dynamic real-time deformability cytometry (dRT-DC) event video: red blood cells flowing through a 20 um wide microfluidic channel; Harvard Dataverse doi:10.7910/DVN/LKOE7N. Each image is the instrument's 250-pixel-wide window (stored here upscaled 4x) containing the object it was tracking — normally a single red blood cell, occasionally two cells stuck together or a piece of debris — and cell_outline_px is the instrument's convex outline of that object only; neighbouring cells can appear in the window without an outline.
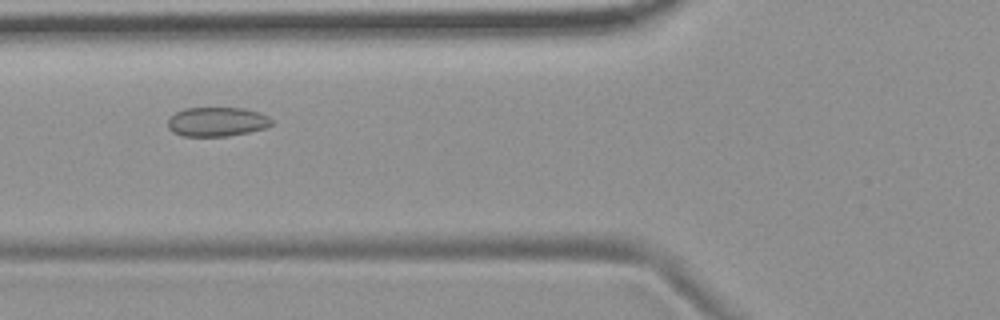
{"species": "common noctule bat (a hibernating species)", "species_latin": "Nyctalus noctula", "temperature_condition": "room temperature", "stored_images_in_passage": 41, "camera_frame_rate_fps": 3000, "um_per_image_px": 0.085, "animal": {"sex": "female", "body_mass_g": 19.9}, "frame": {"image": 1, "passage_image": 8, "time_ms": 2.333, "image_size_px": [1000, 320], "cell_outline_px": [[272, 124], [264, 128], [248, 132], [228, 136], [184, 136], [172, 132], [168, 128], [168, 120], [176, 112], [184, 108], [244, 108], [268, 116], [272, 120]], "centroid_in_image_um": [18.42, 10.35], "position_along_channel_um": 107.4, "area_um2": 17.57}}
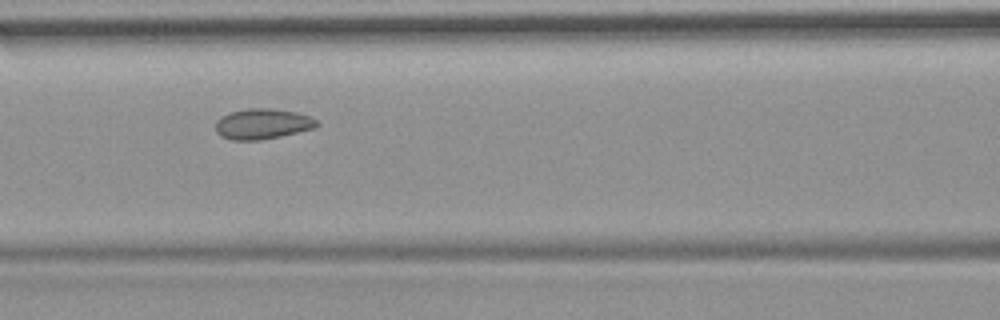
{"frame": {"image": 2, "passage_image": 11, "time_ms": 3.333, "image_size_px": [1000, 320], "cell_outline_px": [[320, 124], [316, 128], [280, 136], [260, 140], [232, 140], [220, 136], [216, 132], [216, 120], [220, 116], [228, 112], [248, 108], [268, 108], [296, 112], [308, 116], [316, 120]], "centroid_in_image_um": [22.28, 10.53], "position_along_channel_um": 144.3, "area_um2": 18.09}}
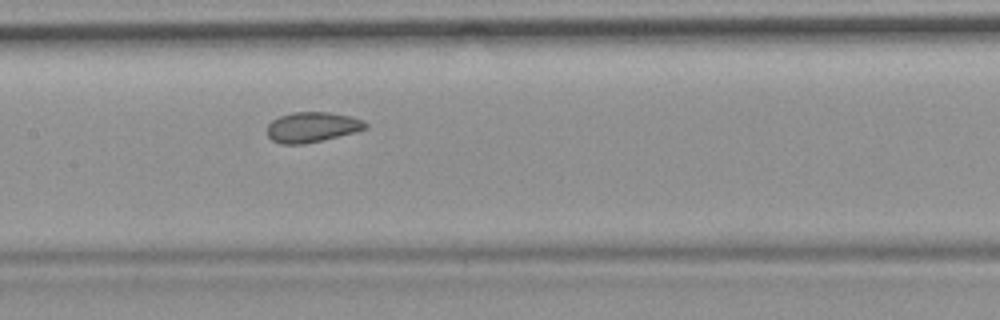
{"frame": {"image": 3, "passage_image": 14, "time_ms": 4.333, "image_size_px": [1000, 320], "cell_outline_px": [[368, 128], [356, 132], [304, 144], [280, 144], [272, 140], [268, 136], [268, 124], [272, 120], [280, 116], [292, 112], [328, 112], [352, 116], [364, 120], [368, 124]], "centroid_in_image_um": [26.56, 10.8], "position_along_channel_um": 180.8, "area_um2": 17.4}, "authors_computed_cell_mechanics": {"area_um2": 18.0914, "velocity_mm_per_s": 3.6718, "shape_relaxation_time_tau1_ms": null, "shape_relaxation_time_tau2_ms": 1.0784, "deformation_change_tau1": null, "deformation_change_tau2": 0.0439}}